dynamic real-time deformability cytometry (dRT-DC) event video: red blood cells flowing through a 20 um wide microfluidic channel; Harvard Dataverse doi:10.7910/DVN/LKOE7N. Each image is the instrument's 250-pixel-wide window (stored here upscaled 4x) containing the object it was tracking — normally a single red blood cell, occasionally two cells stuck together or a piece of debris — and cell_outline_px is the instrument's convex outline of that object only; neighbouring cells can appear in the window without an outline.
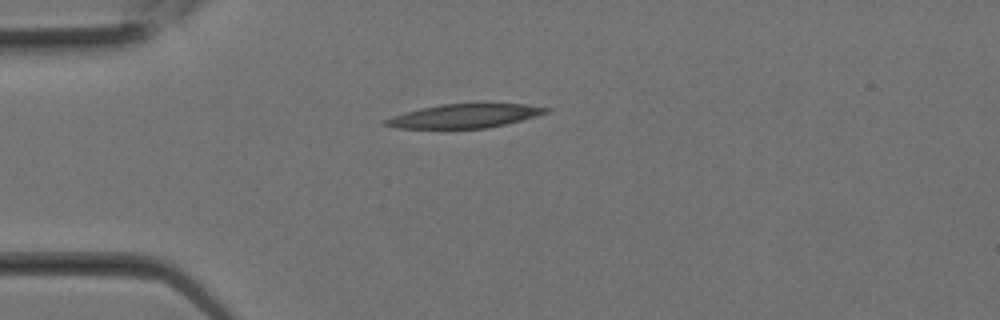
{"species": "Egyptian fruit bat (a non-hibernating species)", "species_latin": "Rousettus aegyptiacus", "temperature_condition": "room temperature", "stored_images_in_passage": 2, "camera_frame_rate_fps": 3000, "um_per_image_px": 0.085, "animal": {"sex": "female"}, "frame": {"image": 1, "passage_image": 1, "time_ms": 0.0, "image_size_px": [1000, 320], "cell_outline_px": [[552, 108], [548, 112], [536, 116], [488, 128], [396, 128], [384, 124], [384, 120], [392, 116], [420, 108], [440, 104], [480, 100], [484, 100], [524, 104]], "centroid_in_image_um": [39.57, 9.79], "position_along_channel_um": 45.4, "area_um2": 23.29}}